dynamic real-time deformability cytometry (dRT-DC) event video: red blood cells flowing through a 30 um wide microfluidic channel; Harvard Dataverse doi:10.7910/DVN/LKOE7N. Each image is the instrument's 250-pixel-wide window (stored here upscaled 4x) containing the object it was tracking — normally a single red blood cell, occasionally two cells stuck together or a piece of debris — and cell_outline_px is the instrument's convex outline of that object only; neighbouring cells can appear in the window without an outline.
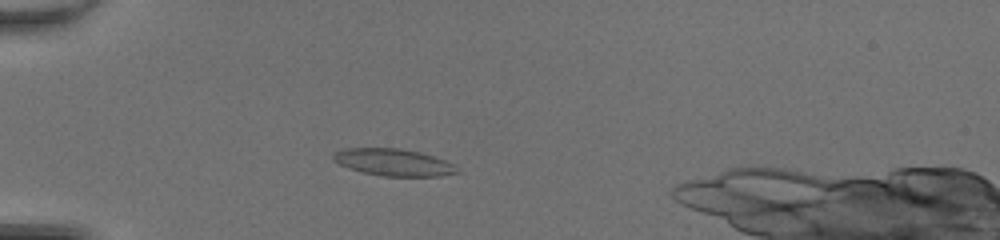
{"species": "common noctule bat (a hibernating species)", "species_latin": "Nyctalus noctula", "temperature_condition": "room temperature", "stored_images_in_passage": 46, "camera_frame_rate_fps": 3000, "um_per_image_px": 0.085, "animal": {"sex": "female", "body_mass_g": 20.0, "forearm_length_mm": 54.0}, "frame": {"image": 1, "passage_image": 13, "time_ms": 4.0, "image_size_px": [1000, 240], "cell_outline_px": [[460, 172], [440, 176], [384, 176], [364, 172], [348, 168], [332, 160], [332, 152], [344, 148], [400, 148], [420, 152], [444, 160], [452, 164]], "centroid_in_image_um": [33.39, 13.79], "position_along_channel_um": 51.6, "area_um2": 19.42}}
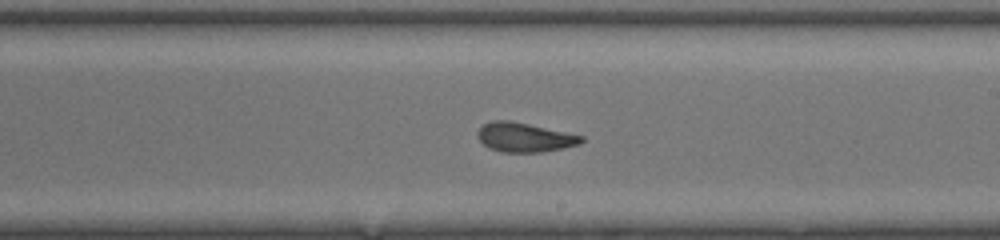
{"frame": {"image": 2, "passage_image": 28, "time_ms": 9.0, "image_size_px": [1000, 240], "cell_outline_px": [[584, 140], [580, 144], [540, 152], [504, 152], [488, 148], [480, 140], [476, 132], [484, 124], [492, 120], [508, 120], [528, 124], [584, 136]], "centroid_in_image_um": [44.56, 11.67], "position_along_channel_um": 244.4, "area_um2": 17.46}}
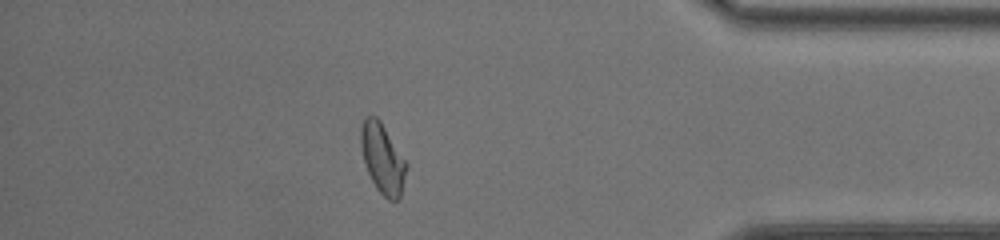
{"frame": {"image": 3, "passage_image": 41, "time_ms": 13.333, "image_size_px": [1000, 240], "cell_outline_px": [[408, 168], [400, 200], [388, 200], [376, 188], [368, 172], [364, 160], [360, 144], [360, 128], [364, 116], [376, 116], [380, 120], [408, 164]], "centroid_in_image_um": [32.53, 13.48], "position_along_channel_um": 402.7, "area_um2": 18.67}}